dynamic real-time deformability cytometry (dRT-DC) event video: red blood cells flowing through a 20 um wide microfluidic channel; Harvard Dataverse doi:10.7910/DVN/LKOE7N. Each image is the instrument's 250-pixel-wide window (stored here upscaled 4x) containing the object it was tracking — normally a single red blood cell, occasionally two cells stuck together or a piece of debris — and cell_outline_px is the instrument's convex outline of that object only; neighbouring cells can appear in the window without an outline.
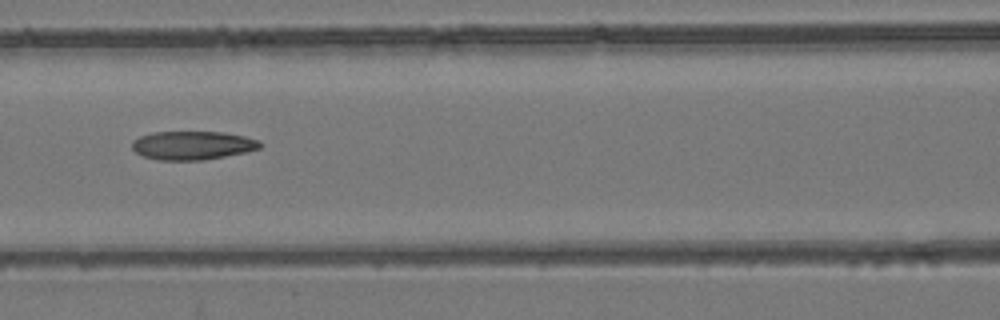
{"species": "common noctule bat (a hibernating species)", "species_latin": "Nyctalus noctula", "temperature_condition": "room temperature", "stored_images_in_passage": 7, "camera_frame_rate_fps": 3000, "um_per_image_px": 0.085, "animal": {"sex": "female", "body_mass_g": 24.6, "forearm_length_mm": 56.2}, "frame": {"image": 1, "passage_image": 7, "time_ms": 2.0, "image_size_px": [1000, 320], "cell_outline_px": [[264, 144], [260, 148], [244, 152], [204, 160], [160, 160], [144, 156], [136, 152], [132, 148], [132, 140], [140, 136], [152, 132], [224, 132], [244, 136], [260, 140]], "centroid_in_image_um": [16.38, 12.35], "position_along_channel_um": 150.2, "area_um2": 21.33}}